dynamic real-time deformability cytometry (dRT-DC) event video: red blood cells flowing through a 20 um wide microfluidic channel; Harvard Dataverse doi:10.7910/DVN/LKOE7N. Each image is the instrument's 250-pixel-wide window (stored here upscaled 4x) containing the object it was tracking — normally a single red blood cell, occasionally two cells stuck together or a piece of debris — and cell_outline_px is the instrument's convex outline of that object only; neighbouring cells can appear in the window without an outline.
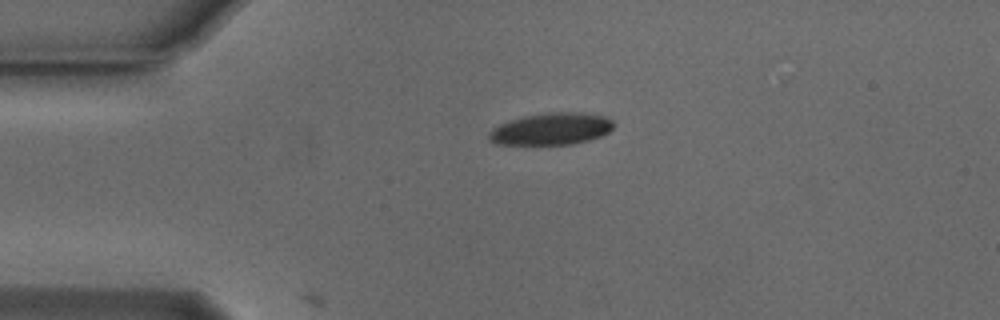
{"species": "Egyptian fruit bat (a non-hibernating species)", "species_latin": "Rousettus aegyptiacus", "temperature_condition": "cold", "stored_images_in_passage": 19, "camera_frame_rate_fps": 3000, "um_per_image_px": 0.085, "animal": {"sex": "male"}, "frame": {"image": 1, "passage_image": 1, "time_ms": 0.0, "image_size_px": [1000, 320], "cell_outline_px": [[612, 128], [608, 132], [600, 136], [588, 140], [572, 144], [496, 144], [488, 140], [488, 132], [492, 128], [500, 124], [524, 116], [548, 112], [580, 112], [604, 116], [612, 120]], "centroid_in_image_um": [46.83, 10.95], "position_along_channel_um": 38.2, "area_um2": 23.06}}